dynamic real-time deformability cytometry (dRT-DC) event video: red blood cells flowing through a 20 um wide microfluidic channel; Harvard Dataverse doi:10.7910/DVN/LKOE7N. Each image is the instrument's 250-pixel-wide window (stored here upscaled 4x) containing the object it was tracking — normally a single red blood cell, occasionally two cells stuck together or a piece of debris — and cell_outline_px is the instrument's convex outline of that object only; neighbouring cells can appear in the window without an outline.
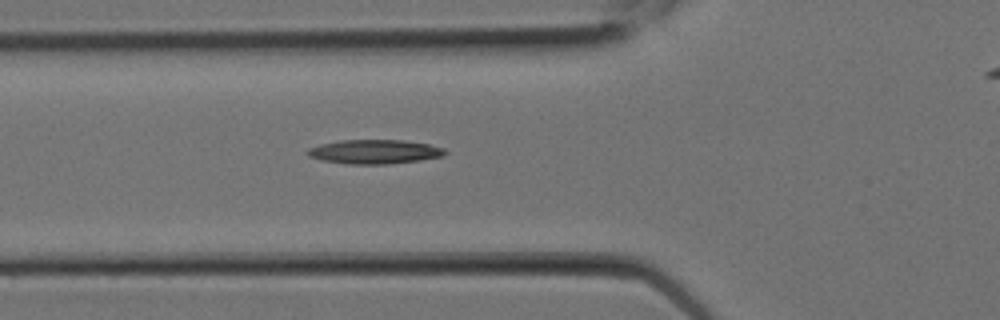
{"species": "Egyptian fruit bat (a non-hibernating species)", "species_latin": "Rousettus aegyptiacus", "temperature_condition": "room temperature", "stored_images_in_passage": 4, "camera_frame_rate_fps": 3000, "um_per_image_px": 0.085, "animal": {"sex": "female"}, "frame": {"image": 1, "passage_image": 4, "time_ms": 1.0, "image_size_px": [1000, 320], "cell_outline_px": [[448, 152], [444, 156], [420, 160], [388, 164], [348, 164], [320, 160], [308, 156], [308, 148], [320, 144], [340, 140], [404, 140], [428, 144], [444, 148]], "centroid_in_image_um": [31.85, 12.9], "position_along_channel_um": 94.0, "area_um2": 19.42}}